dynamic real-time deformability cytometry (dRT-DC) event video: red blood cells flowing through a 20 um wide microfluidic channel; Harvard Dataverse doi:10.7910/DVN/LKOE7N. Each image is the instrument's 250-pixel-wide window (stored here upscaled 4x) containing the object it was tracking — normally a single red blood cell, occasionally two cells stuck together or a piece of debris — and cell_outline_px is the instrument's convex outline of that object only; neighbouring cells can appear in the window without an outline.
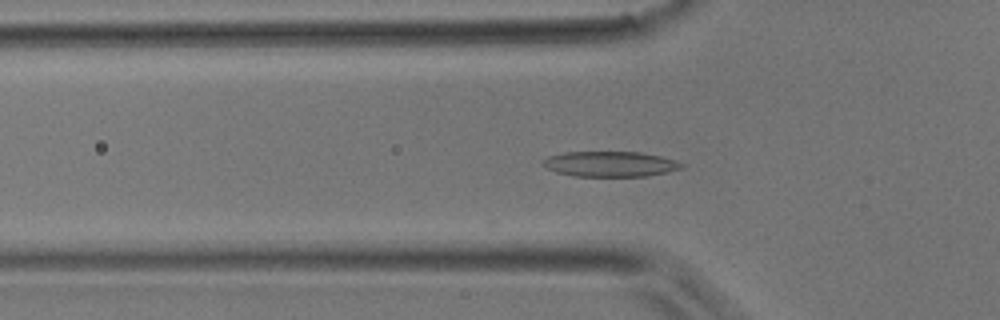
{"species": "common noctule bat (a hibernating species)", "species_latin": "Nyctalus noctula", "temperature_condition": "room temperature", "stored_images_in_passage": 3, "camera_frame_rate_fps": 3000, "um_per_image_px": 0.085, "animal": {"sex": "male", "body_mass_g": 17.9}, "frame": {"image": 1, "passage_image": 3, "time_ms": 0.667, "image_size_px": [1000, 320], "cell_outline_px": [[684, 168], [668, 172], [648, 176], [572, 176], [556, 172], [548, 168], [540, 160], [548, 156], [564, 152], [640, 152], [660, 156], [676, 160], [684, 164]], "centroid_in_image_um": [51.89, 13.94], "position_along_channel_um": 73.9, "area_um2": 20.58}}